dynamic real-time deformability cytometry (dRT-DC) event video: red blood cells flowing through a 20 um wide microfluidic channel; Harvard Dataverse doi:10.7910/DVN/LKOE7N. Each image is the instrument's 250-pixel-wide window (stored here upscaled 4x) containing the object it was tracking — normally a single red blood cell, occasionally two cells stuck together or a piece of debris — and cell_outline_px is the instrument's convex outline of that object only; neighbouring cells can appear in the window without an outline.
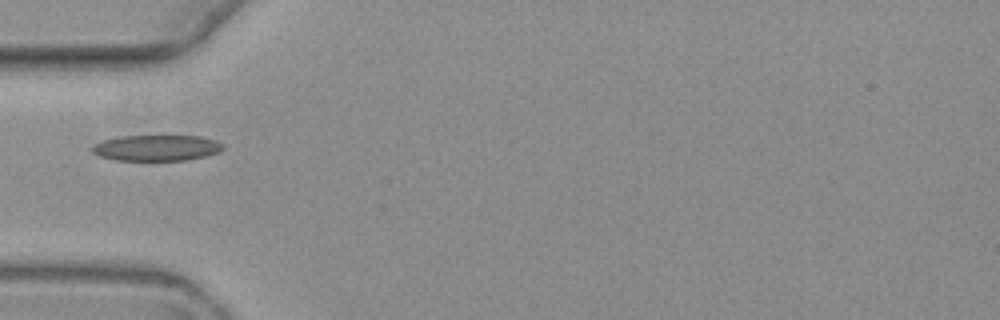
{"species": "common noctule bat (a hibernating species)", "species_latin": "Nyctalus noctula", "temperature_condition": "warm", "stored_images_in_passage": 4, "camera_frame_rate_fps": 3000, "um_per_image_px": 0.085, "animal": {"sex": "female", "body_mass_g": 19.3, "forearm_length_mm": 54.1}, "frame": {"image": 1, "passage_image": 4, "time_ms": 4.667, "image_size_px": [1000, 320], "cell_outline_px": [[224, 148], [220, 152], [188, 160], [116, 160], [100, 156], [92, 152], [92, 144], [104, 140], [120, 136], [200, 136], [216, 140], [224, 144]], "centroid_in_image_um": [13.33, 12.56], "position_along_channel_um": 71.7, "area_um2": 19.77}}